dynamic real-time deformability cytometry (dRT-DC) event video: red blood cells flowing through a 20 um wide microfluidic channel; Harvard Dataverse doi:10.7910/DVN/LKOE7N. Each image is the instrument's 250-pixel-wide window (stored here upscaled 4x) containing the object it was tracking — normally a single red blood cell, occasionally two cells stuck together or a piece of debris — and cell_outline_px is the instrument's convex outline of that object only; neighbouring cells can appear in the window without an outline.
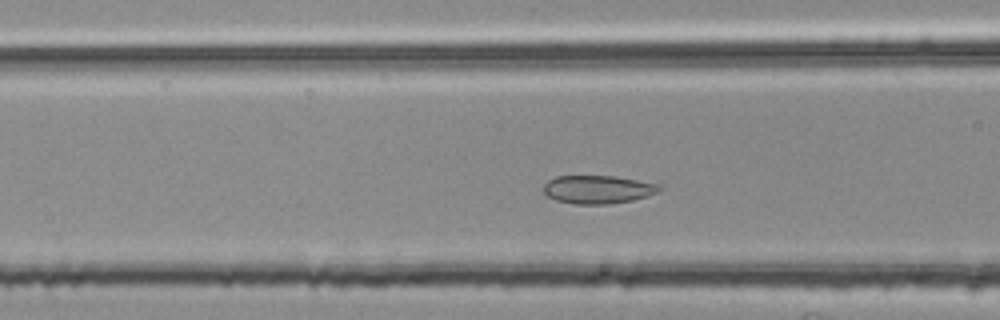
{"species": "common noctule bat (a hibernating species)", "species_latin": "Nyctalus noctula", "temperature_condition": "room temperature", "stored_images_in_passage": 47, "segment_of_instrument_passage": [2, 2], "camera_frame_rate_fps": 3000, "um_per_image_px": 0.085, "animal": {"sex": "female", "body_mass_g": 25.1}, "frame": {"image": 1, "passage_image": 15, "time_ms": 4.667, "image_size_px": [1000, 320], "cell_outline_px": [[660, 188], [656, 192], [648, 196], [632, 200], [608, 204], [576, 204], [556, 200], [548, 196], [544, 192], [544, 184], [548, 180], [556, 176], [612, 176], [636, 180], [656, 184]], "centroid_in_image_um": [50.76, 16.1], "position_along_channel_um": 115.8, "area_um2": 18.73}}
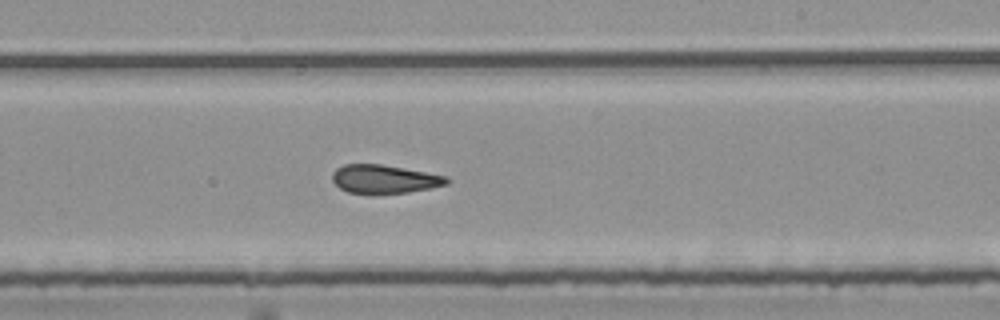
{"frame": {"image": 2, "passage_image": 26, "time_ms": 8.333, "image_size_px": [1000, 320], "cell_outline_px": [[448, 184], [432, 188], [408, 192], [348, 192], [340, 188], [332, 180], [332, 172], [336, 168], [344, 164], [380, 164], [448, 176]], "centroid_in_image_um": [32.67, 15.2], "position_along_channel_um": 256.3, "area_um2": 18.61}}
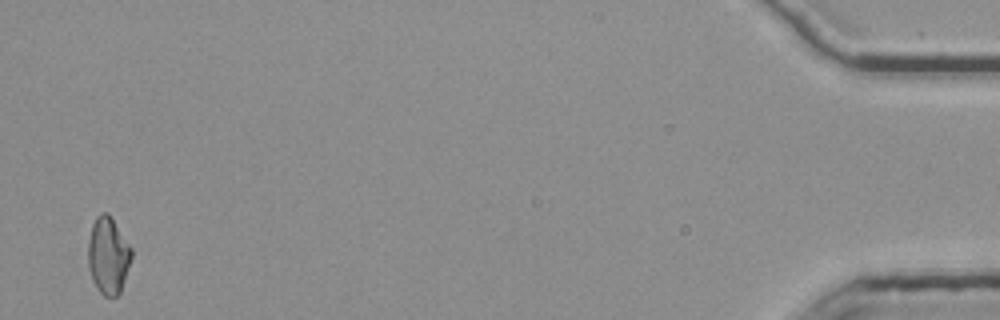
{"frame": {"image": 3, "passage_image": 47, "time_ms": 15.333, "image_size_px": [1000, 320], "cell_outline_px": [[132, 256], [120, 292], [116, 296], [104, 296], [100, 292], [88, 268], [88, 240], [92, 224], [96, 216], [100, 212], [108, 212], [132, 248]], "centroid_in_image_um": [9.19, 21.67], "position_along_channel_um": 426.0, "area_um2": 19.31}}